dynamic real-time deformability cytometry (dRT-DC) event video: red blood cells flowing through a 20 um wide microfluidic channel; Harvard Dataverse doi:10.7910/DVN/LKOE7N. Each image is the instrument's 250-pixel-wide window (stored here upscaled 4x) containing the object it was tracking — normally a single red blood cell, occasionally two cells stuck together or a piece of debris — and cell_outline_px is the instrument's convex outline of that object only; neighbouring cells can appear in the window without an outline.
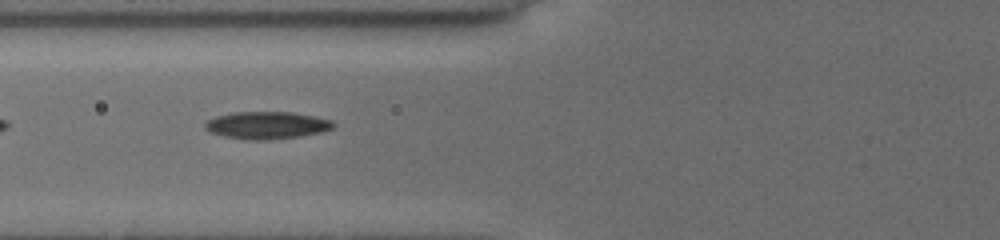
{"species": "common noctule bat (a hibernating species)", "species_latin": "Nyctalus noctula", "temperature_condition": "cold", "stored_images_in_passage": 10, "camera_frame_rate_fps": 3000, "um_per_image_px": 0.085, "animal": {"sex": "female", "body_mass_g": 19.5, "forearm_length_mm": 54.1}, "frame": {"image": 1, "passage_image": 9, "time_ms": 8.0, "image_size_px": [1000, 240], "cell_outline_px": [[336, 124], [332, 128], [324, 132], [300, 136], [268, 140], [244, 140], [224, 136], [212, 132], [204, 128], [204, 124], [208, 120], [216, 116], [232, 112], [292, 112], [332, 120]], "centroid_in_image_um": [22.69, 10.65], "position_along_channel_um": 103.1, "area_um2": 20.52}}